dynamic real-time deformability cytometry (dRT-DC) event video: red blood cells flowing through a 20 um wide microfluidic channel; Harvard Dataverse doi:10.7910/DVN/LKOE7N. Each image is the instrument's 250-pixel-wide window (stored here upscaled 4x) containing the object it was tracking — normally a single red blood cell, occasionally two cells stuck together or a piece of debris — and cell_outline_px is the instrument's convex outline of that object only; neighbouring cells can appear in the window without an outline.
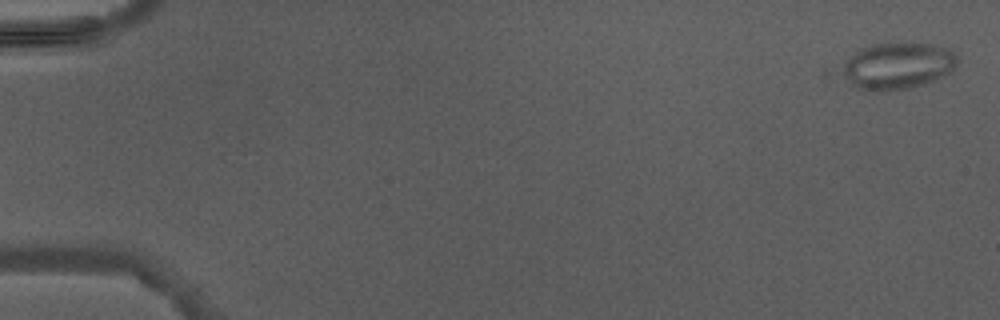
{"species": "Egyptian fruit bat (a non-hibernating species)", "species_latin": "Rousettus aegyptiacus", "temperature_condition": "warm", "stored_images_in_passage": 4, "camera_frame_rate_fps": 3000, "um_per_image_px": 0.085, "animal": {"sex": "male"}, "frame": {"image": 1, "passage_image": 1, "time_ms": 0.0, "image_size_px": [1000, 320], "cell_outline_px": [[956, 64], [944, 76], [924, 84], [908, 88], [884, 92], [856, 88], [848, 80], [844, 72], [844, 64], [848, 56], [860, 48], [872, 44], [888, 40], [908, 40], [932, 44], [952, 48], [956, 56]], "centroid_in_image_um": [76.32, 5.52], "position_along_channel_um": 8.7, "area_um2": 32.14}}